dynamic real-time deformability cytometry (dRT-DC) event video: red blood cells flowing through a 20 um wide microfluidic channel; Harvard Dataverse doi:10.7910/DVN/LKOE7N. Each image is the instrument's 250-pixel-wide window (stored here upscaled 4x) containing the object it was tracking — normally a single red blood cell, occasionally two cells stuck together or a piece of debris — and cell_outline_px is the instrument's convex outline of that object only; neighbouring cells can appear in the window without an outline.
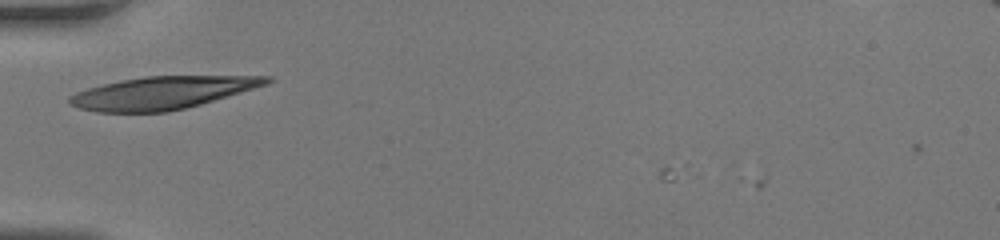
{"species": "human", "species_latin": "Homo sapiens", "temperature_condition": "room temperature", "stored_images_in_passage": 25, "camera_frame_rate_fps": 3000, "um_per_image_px": 0.085, "donor": {"sex": "female"}, "frame": {"image": 1, "passage_image": 1, "time_ms": 0.0, "image_size_px": [1000, 240], "cell_outline_px": [[272, 80], [268, 84], [228, 96], [200, 104], [168, 112], [96, 112], [80, 108], [68, 104], [68, 96], [76, 92], [88, 88], [120, 80], [144, 76], [272, 76]], "centroid_in_image_um": [13.76, 7.89], "position_along_channel_um": 71.2, "area_um2": 37.28}}
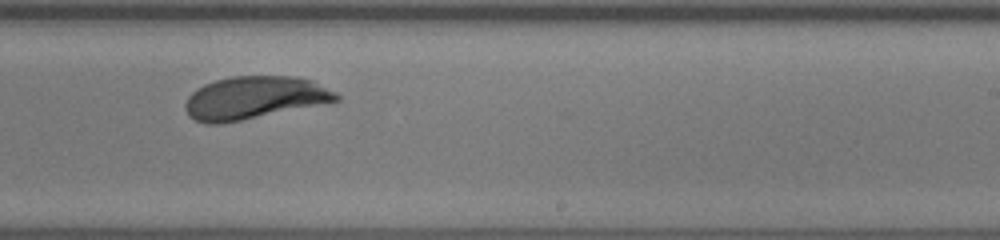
{"frame": {"image": 2, "passage_image": 14, "time_ms": 4.333, "image_size_px": [1000, 240], "cell_outline_px": [[340, 100], [332, 104], [220, 124], [208, 124], [196, 120], [188, 116], [184, 108], [184, 104], [188, 96], [196, 88], [204, 84], [216, 80], [232, 76], [292, 76], [312, 80], [336, 92], [340, 96]], "centroid_in_image_um": [21.67, 8.33], "position_along_channel_um": 267.3, "area_um2": 38.38}}
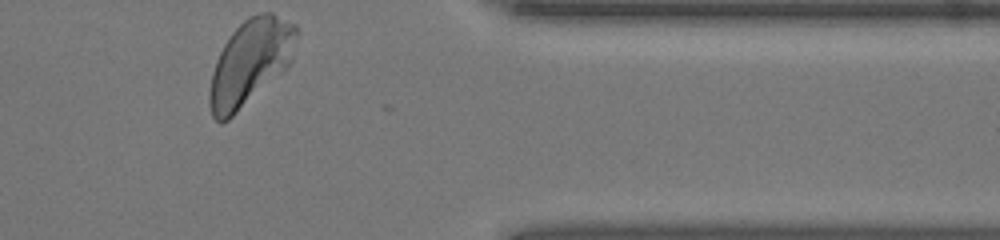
{"frame": {"image": 3, "passage_image": 23, "time_ms": 7.333, "image_size_px": [1000, 240], "cell_outline_px": [[296, 36], [292, 60], [284, 68], [228, 120], [220, 124], [212, 116], [208, 104], [208, 92], [212, 72], [216, 60], [224, 44], [232, 32], [248, 16], [260, 12], [272, 12], [296, 24]], "centroid_in_image_um": [21.22, 5.27], "position_along_channel_um": 390.2, "area_um2": 42.66}}